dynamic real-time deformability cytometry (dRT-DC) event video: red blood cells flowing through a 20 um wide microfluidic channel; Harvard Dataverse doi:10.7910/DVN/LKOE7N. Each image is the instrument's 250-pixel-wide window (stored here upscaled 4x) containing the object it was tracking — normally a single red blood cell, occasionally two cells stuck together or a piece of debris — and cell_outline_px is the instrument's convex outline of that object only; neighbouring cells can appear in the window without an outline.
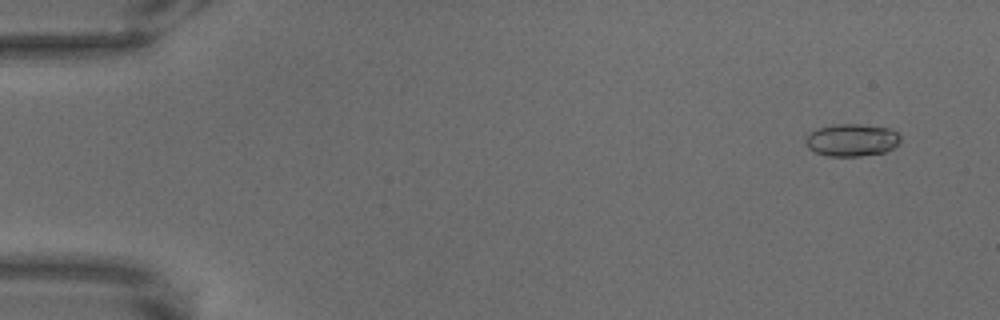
{"species": "common noctule bat (a hibernating species)", "species_latin": "Nyctalus noctula", "temperature_condition": "warm", "stored_images_in_passage": 69, "camera_frame_rate_fps": 3000, "um_per_image_px": 0.085, "animal": {"sex": "male", "body_mass_g": 18.8}, "frame": {"image": 1, "passage_image": 5, "time_ms": 1.333, "image_size_px": [1000, 320], "cell_outline_px": [[900, 144], [884, 152], [860, 156], [828, 156], [816, 152], [808, 148], [804, 140], [812, 132], [820, 128], [836, 124], [860, 124], [892, 128], [900, 136]], "centroid_in_image_um": [72.44, 11.9], "position_along_channel_um": 12.6, "area_um2": 17.86}}
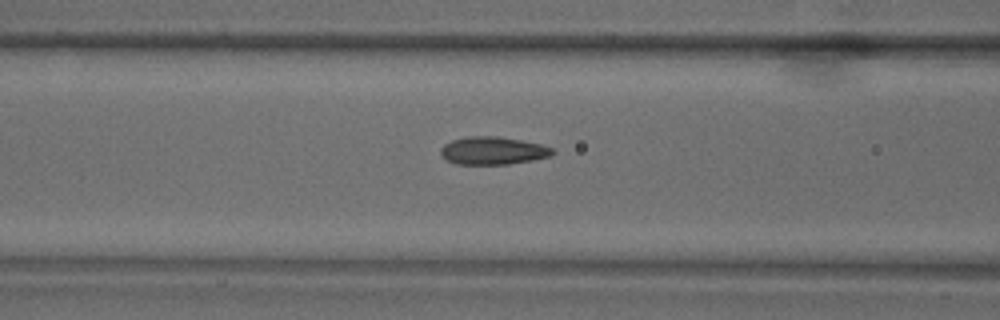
{"frame": {"image": 2, "passage_image": 29, "time_ms": 9.333, "image_size_px": [1000, 320], "cell_outline_px": [[556, 152], [552, 156], [532, 160], [508, 164], [456, 164], [440, 156], [440, 148], [444, 144], [452, 140], [464, 136], [500, 136], [540, 144], [552, 148]], "centroid_in_image_um": [41.88, 12.8], "position_along_channel_um": 124.7, "area_um2": 18.26}}
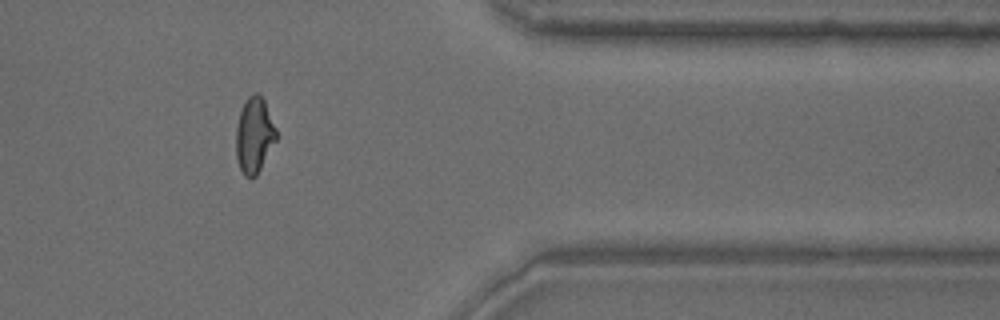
{"frame": {"image": 3, "passage_image": 57, "time_ms": 18.667, "image_size_px": [1000, 320], "cell_outline_px": [[280, 136], [256, 176], [244, 176], [240, 168], [236, 156], [236, 128], [240, 112], [248, 96], [252, 92], [256, 92], [264, 100]], "centroid_in_image_um": [21.65, 11.49], "position_along_channel_um": 389.8, "area_um2": 17.92}}